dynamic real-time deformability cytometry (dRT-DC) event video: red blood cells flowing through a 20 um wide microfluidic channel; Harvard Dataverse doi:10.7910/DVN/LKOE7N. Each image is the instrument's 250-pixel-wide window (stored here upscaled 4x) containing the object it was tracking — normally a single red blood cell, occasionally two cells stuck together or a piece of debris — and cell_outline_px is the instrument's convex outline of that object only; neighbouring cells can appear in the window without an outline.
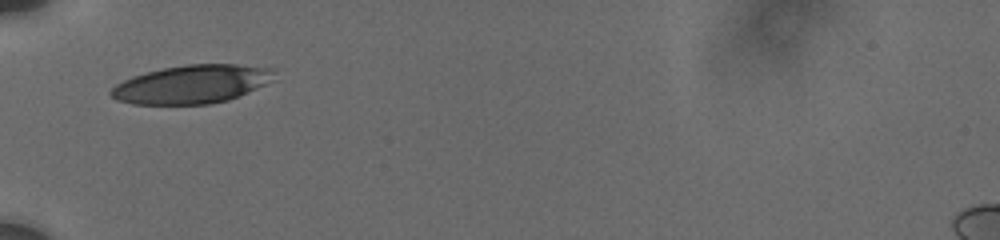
{"species": "human", "species_latin": "Homo sapiens", "temperature_condition": "cold", "stored_images_in_passage": 37, "camera_frame_rate_fps": 3000, "um_per_image_px": 0.085, "donor": {"sex": "male"}, "frame": {"image": 1, "passage_image": 1, "time_ms": 0.0, "image_size_px": [1000, 240], "cell_outline_px": [[276, 68], [272, 80], [248, 92], [228, 100], [208, 104], [132, 104], [116, 100], [108, 92], [116, 84], [132, 76], [164, 68], [188, 64], [236, 64]], "centroid_in_image_um": [16.3, 7.16], "position_along_channel_um": 68.7, "area_um2": 36.41}}
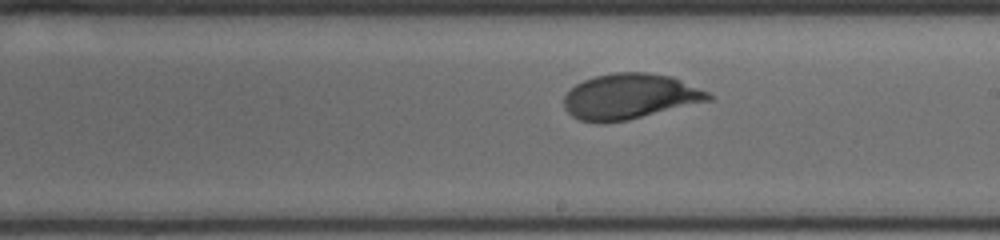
{"frame": {"image": 2, "passage_image": 24, "time_ms": 4.667, "image_size_px": [1000, 240], "cell_outline_px": [[716, 96], [712, 100], [628, 120], [580, 120], [572, 116], [564, 108], [564, 96], [576, 84], [584, 80], [596, 76], [612, 72], [648, 72], [672, 76], [708, 92]], "centroid_in_image_um": [53.59, 8.17], "position_along_channel_um": 235.4, "area_um2": 37.8}}
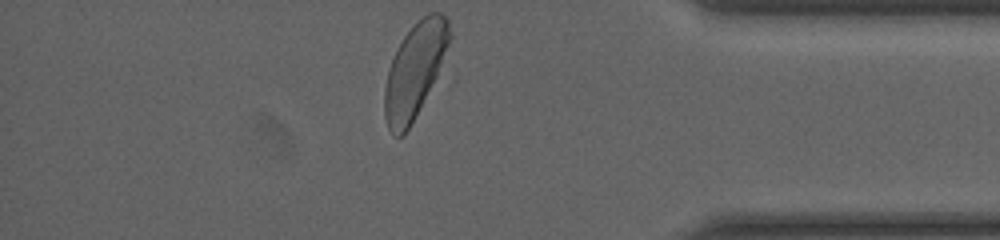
{"frame": {"image": 3, "passage_image": 37, "time_ms": 9.667, "image_size_px": [1000, 240], "cell_outline_px": [[452, 36], [440, 76], [404, 136], [396, 136], [388, 128], [384, 116], [384, 88], [388, 72], [396, 48], [404, 36], [428, 12], [440, 12], [448, 20]], "centroid_in_image_um": [35.3, 6.01], "position_along_channel_um": 399.9, "area_um2": 36.3}, "authors_computed_cell_mechanics": {"area_um2": 37.9746, "velocity_mm_per_s": 3.6786, "shape_relaxation_time_tau1_ms": 2.5628, "shape_relaxation_time_tau2_ms": null, "deformation_change_tau1": 0.1029, "deformation_change_tau2": null}}